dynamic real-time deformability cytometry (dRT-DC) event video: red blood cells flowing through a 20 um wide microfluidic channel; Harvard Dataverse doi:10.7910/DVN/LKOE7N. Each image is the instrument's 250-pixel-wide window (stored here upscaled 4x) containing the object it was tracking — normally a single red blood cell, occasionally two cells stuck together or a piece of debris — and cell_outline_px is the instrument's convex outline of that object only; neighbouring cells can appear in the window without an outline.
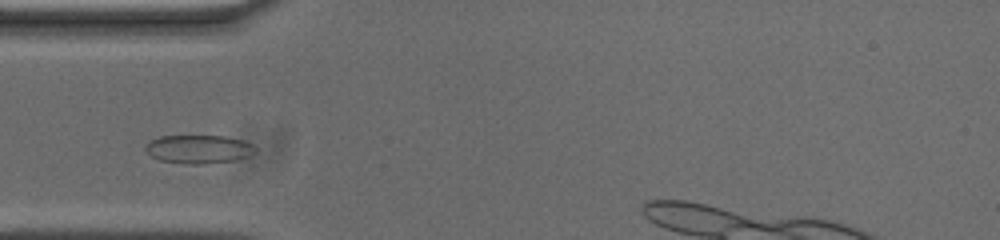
{"species": "common noctule bat (a hibernating species)", "species_latin": "Nyctalus noctula", "temperature_condition": "cold", "stored_images_in_passage": 41, "camera_frame_rate_fps": 3000, "um_per_image_px": 0.085, "animal": {"sex": "male", "body_mass_g": 20.0, "forearm_length_mm": 53.3}, "frame": {"image": 1, "passage_image": 9, "time_ms": 2.667, "image_size_px": [1000, 240], "cell_outline_px": [[256, 152], [248, 156], [236, 160], [208, 164], [188, 164], [160, 160], [152, 156], [144, 148], [152, 140], [160, 136], [224, 136], [240, 140], [252, 144]], "centroid_in_image_um": [16.9, 12.69], "position_along_channel_um": 68.1, "area_um2": 18.03}}
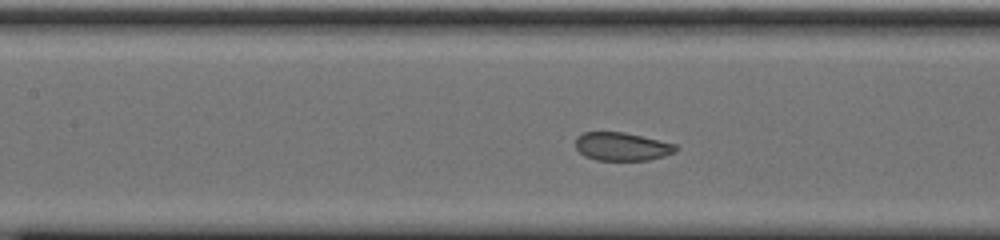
{"frame": {"image": 2, "passage_image": 16, "time_ms": 5.0, "image_size_px": [1000, 240], "cell_outline_px": [[680, 148], [676, 152], [664, 156], [648, 160], [596, 160], [584, 156], [576, 148], [576, 136], [584, 132], [624, 132], [676, 144]], "centroid_in_image_um": [52.88, 12.46], "position_along_channel_um": 154.5, "area_um2": 16.59}}
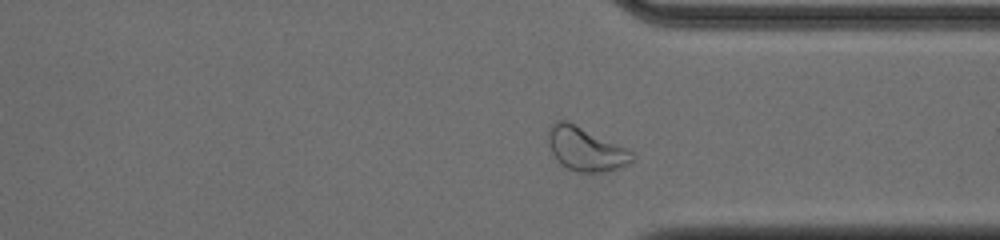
{"frame": {"image": 3, "passage_image": 33, "time_ms": 10.667, "image_size_px": [1000, 240], "cell_outline_px": [[632, 160], [624, 168], [608, 172], [576, 172], [560, 164], [556, 160], [548, 144], [548, 132], [552, 124], [556, 120], [568, 120], [628, 148], [632, 152]], "centroid_in_image_um": [49.79, 12.67], "position_along_channel_um": 361.6, "area_um2": 21.73}, "authors_computed_cell_mechanics": {"area_um2": 17.9758, "velocity_mm_per_s": 3.6729, "shape_relaxation_time_tau1_ms": 6.8545, "shape_relaxation_time_tau2_ms": 0.8257, "deformation_change_tau1": 0.1136, "deformation_change_tau2": 0.0559}}